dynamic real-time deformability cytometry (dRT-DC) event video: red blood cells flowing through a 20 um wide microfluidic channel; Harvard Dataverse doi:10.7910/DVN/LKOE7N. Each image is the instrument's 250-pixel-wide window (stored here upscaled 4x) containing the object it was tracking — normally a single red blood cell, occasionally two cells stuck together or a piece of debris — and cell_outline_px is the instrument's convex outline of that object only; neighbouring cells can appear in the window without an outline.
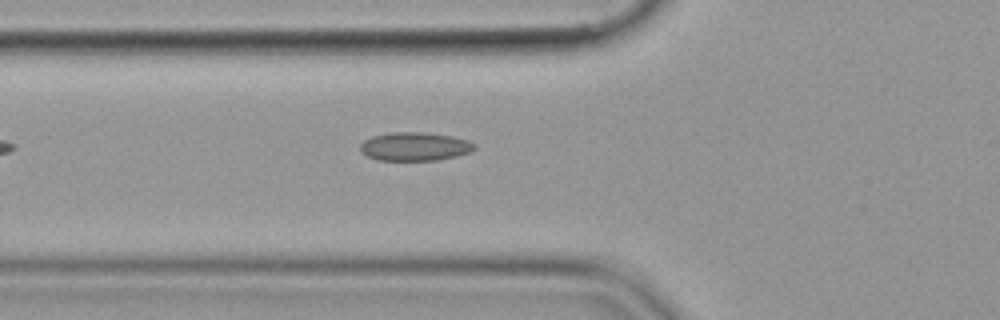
{"species": "common noctule bat (a hibernating species)", "species_latin": "Nyctalus noctula", "temperature_condition": "cold", "stored_images_in_passage": 35, "camera_frame_rate_fps": 3000, "um_per_image_px": 0.085, "animal": {"sex": "female", "body_mass_g": 19.9}, "frame": {"image": 1, "passage_image": 3, "time_ms": 0.667, "image_size_px": [1000, 320], "cell_outline_px": [[476, 148], [468, 152], [456, 156], [436, 160], [376, 160], [360, 152], [360, 144], [364, 140], [372, 136], [392, 132], [424, 132], [452, 136], [468, 140], [476, 144]], "centroid_in_image_um": [35.24, 12.45], "position_along_channel_um": 90.6, "area_um2": 19.02}}
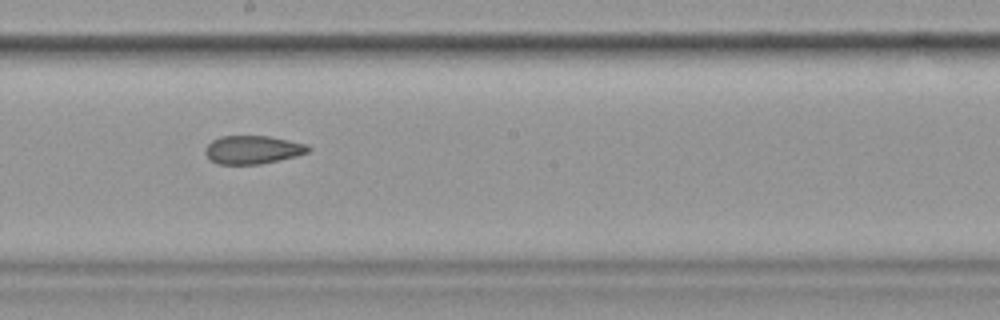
{"frame": {"image": 2, "passage_image": 14, "time_ms": 4.333, "image_size_px": [1000, 320], "cell_outline_px": [[312, 148], [308, 152], [296, 156], [280, 160], [260, 164], [216, 164], [204, 152], [204, 148], [212, 140], [220, 136], [268, 136], [308, 144]], "centroid_in_image_um": [21.49, 12.72], "position_along_channel_um": 226.7, "area_um2": 17.05}}
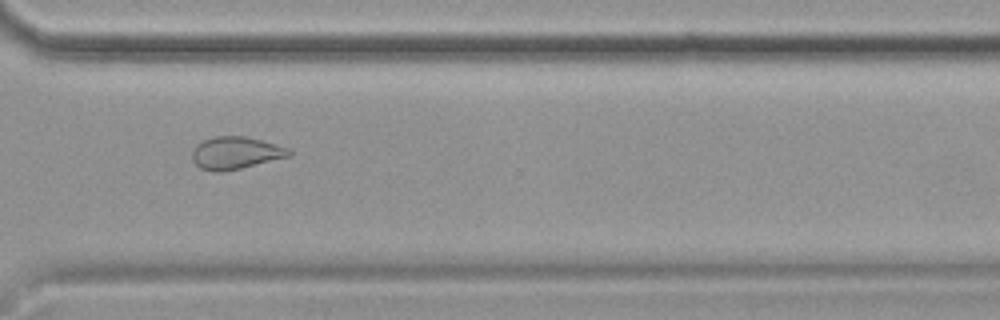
{"frame": {"image": 3, "passage_image": 24, "time_ms": 7.667, "image_size_px": [1000, 320], "cell_outline_px": [[292, 156], [240, 168], [220, 172], [212, 172], [200, 168], [192, 160], [192, 152], [196, 144], [204, 140], [216, 136], [244, 136], [292, 148]], "centroid_in_image_um": [20.05, 13.0], "position_along_channel_um": 350.5, "area_um2": 18.38}}